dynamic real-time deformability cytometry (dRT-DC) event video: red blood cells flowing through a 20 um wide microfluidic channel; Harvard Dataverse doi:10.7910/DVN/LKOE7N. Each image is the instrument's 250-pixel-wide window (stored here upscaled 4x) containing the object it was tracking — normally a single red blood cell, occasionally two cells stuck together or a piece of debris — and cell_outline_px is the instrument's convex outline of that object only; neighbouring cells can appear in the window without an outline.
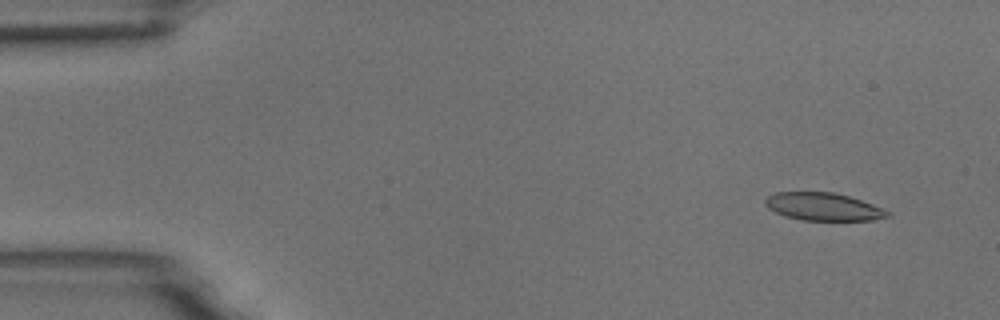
{"species": "common noctule bat (a hibernating species)", "species_latin": "Nyctalus noctula", "temperature_condition": "room temperature", "stored_images_in_passage": 5, "camera_frame_rate_fps": 3000, "um_per_image_px": 0.085, "animal": {"sex": "male", "body_mass_g": 18.8}, "frame": {"image": 1, "passage_image": 1, "time_ms": 0.0, "image_size_px": [1000, 320], "cell_outline_px": [[892, 216], [872, 220], [800, 220], [784, 216], [768, 208], [764, 204], [764, 200], [768, 196], [776, 192], [832, 192], [848, 196], [872, 204], [892, 212]], "centroid_in_image_um": [69.98, 17.57], "position_along_channel_um": 15.0, "area_um2": 19.83}}
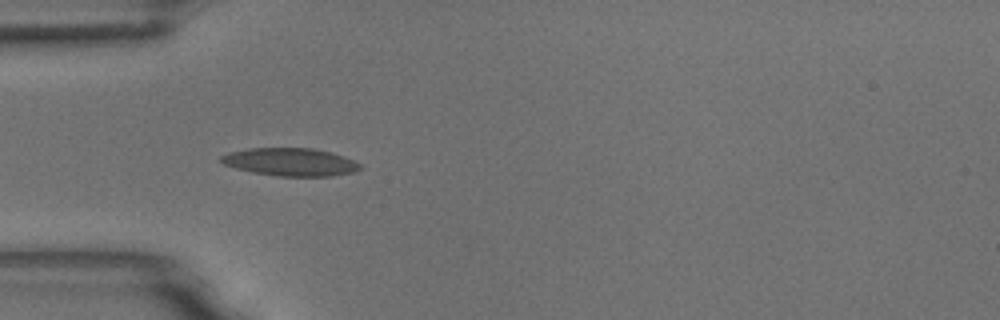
{"frame": {"image": 2, "passage_image": 4, "time_ms": 1.0, "image_size_px": [1000, 320], "cell_outline_px": [[364, 168], [356, 172], [332, 176], [280, 176], [252, 172], [236, 168], [224, 164], [220, 160], [220, 156], [228, 152], [248, 148], [312, 148], [344, 156], [360, 164]], "centroid_in_image_um": [24.7, 13.77], "position_along_channel_um": 60.3, "area_um2": 22.6}}
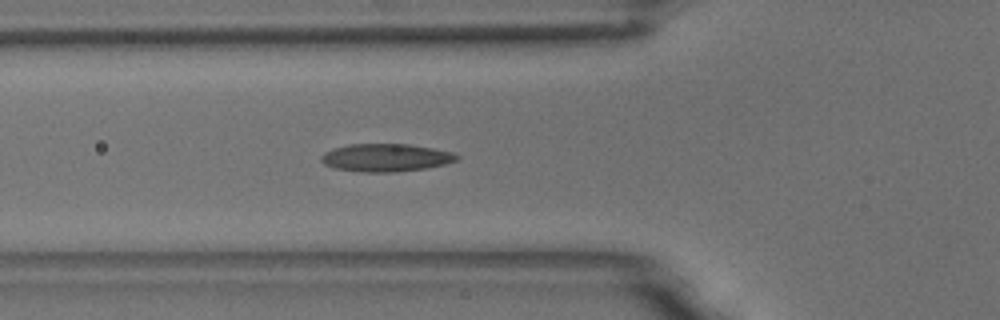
{"frame": {"image": 3, "passage_image": 5, "time_ms": 1.333, "image_size_px": [1000, 320], "cell_outline_px": [[460, 156], [456, 160], [444, 164], [428, 168], [392, 172], [364, 172], [336, 168], [324, 164], [320, 160], [320, 156], [324, 152], [332, 148], [348, 144], [408, 144], [432, 148], [452, 152]], "centroid_in_image_um": [32.77, 13.39], "position_along_channel_um": 93.0, "area_um2": 21.96}}